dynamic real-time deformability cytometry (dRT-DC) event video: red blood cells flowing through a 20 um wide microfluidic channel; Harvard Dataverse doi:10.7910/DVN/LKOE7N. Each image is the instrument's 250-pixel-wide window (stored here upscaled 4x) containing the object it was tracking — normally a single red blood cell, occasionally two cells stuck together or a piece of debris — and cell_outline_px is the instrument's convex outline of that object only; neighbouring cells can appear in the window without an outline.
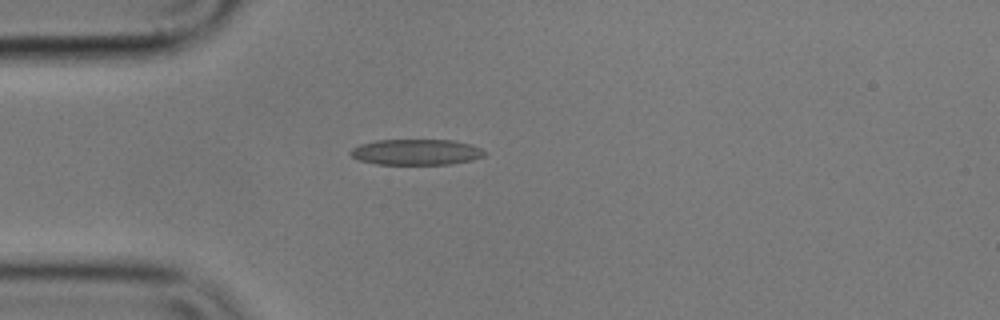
{"species": "common noctule bat (a hibernating species)", "species_latin": "Nyctalus noctula", "temperature_condition": "cold", "stored_images_in_passage": 42, "camera_frame_rate_fps": 3000, "um_per_image_px": 0.085, "animal": {"sex": "male", "body_mass_g": 17.9}, "frame": {"image": 1, "passage_image": 1, "time_ms": 0.0, "image_size_px": [1000, 320], "cell_outline_px": [[488, 152], [484, 156], [472, 160], [452, 164], [376, 164], [360, 160], [352, 156], [348, 152], [352, 148], [360, 144], [376, 140], [452, 140], [472, 144]], "centroid_in_image_um": [35.4, 12.92], "position_along_channel_um": 49.6, "area_um2": 20.23}}
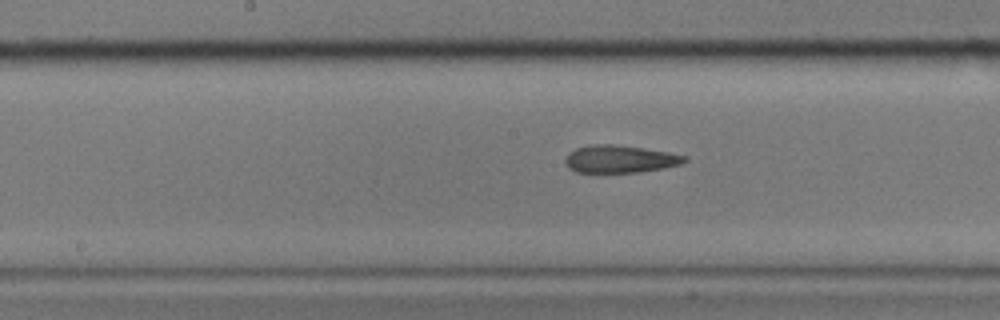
{"frame": {"image": 2, "passage_image": 14, "time_ms": 4.333, "image_size_px": [1000, 320], "cell_outline_px": [[688, 160], [680, 164], [664, 168], [640, 172], [576, 172], [568, 168], [564, 160], [568, 152], [576, 148], [592, 144], [612, 144], [644, 148], [668, 152], [688, 156]], "centroid_in_image_um": [52.69, 13.51], "position_along_channel_um": 195.5, "area_um2": 19.25}}
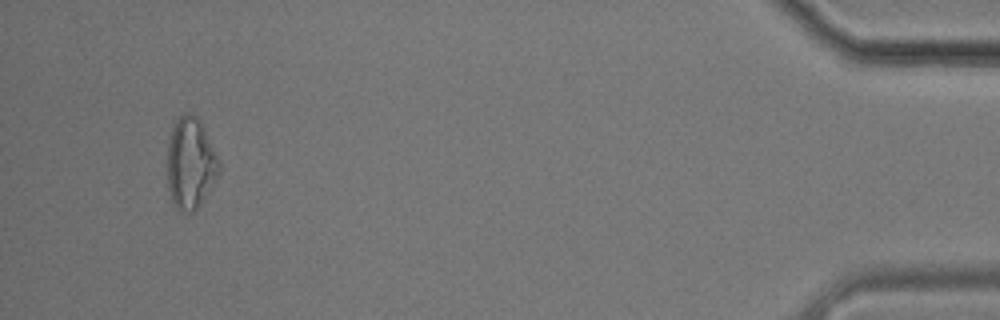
{"frame": {"image": 3, "passage_image": 39, "time_ms": 12.667, "image_size_px": [1000, 320], "cell_outline_px": [[220, 168], [208, 192], [200, 204], [192, 212], [184, 216], [176, 208], [172, 200], [168, 188], [168, 144], [172, 128], [176, 120], [184, 112], [188, 112], [196, 116], [200, 120], [220, 160]], "centroid_in_image_um": [16.19, 13.89], "position_along_channel_um": 419.0, "area_um2": 27.51}, "authors_computed_cell_mechanics": {"area_um2": 20.2011, "velocity_mm_per_s": 3.5826, "shape_relaxation_time_tau1_ms": 5.0125, "shape_relaxation_time_tau2_ms": 4.4541, "deformation_change_tau1": 0.1322, "deformation_change_tau2": 0.151}}